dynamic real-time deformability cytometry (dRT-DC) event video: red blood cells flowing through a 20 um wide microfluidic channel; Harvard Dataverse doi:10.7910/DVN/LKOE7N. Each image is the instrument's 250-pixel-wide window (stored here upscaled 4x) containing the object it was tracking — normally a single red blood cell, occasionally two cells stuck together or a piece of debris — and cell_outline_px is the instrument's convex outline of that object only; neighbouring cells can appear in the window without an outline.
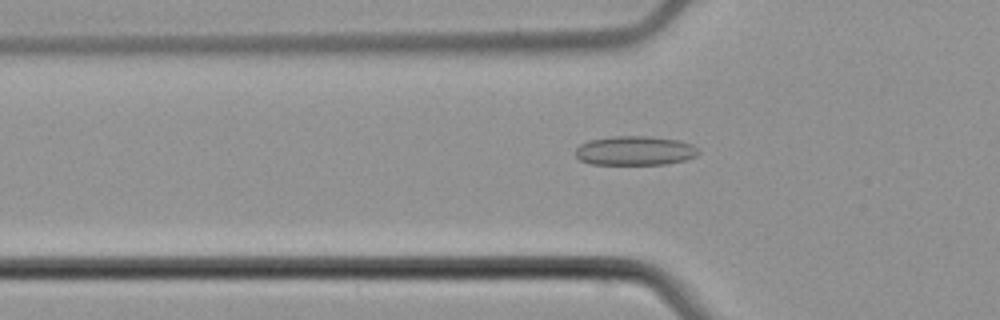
{"species": "common noctule bat (a hibernating species)", "species_latin": "Nyctalus noctula", "temperature_condition": "cold", "stored_images_in_passage": 41, "camera_frame_rate_fps": 3000, "um_per_image_px": 0.085, "animal": {"sex": "male", "body_mass_g": 21.5, "forearm_length_mm": 52.0}, "frame": {"image": 1, "passage_image": 5, "time_ms": 1.333, "image_size_px": [1000, 320], "cell_outline_px": [[700, 152], [696, 156], [684, 160], [668, 164], [592, 164], [580, 160], [576, 156], [576, 148], [580, 144], [588, 140], [616, 136], [652, 136], [680, 140], [692, 144]], "centroid_in_image_um": [53.98, 12.8], "position_along_channel_um": 71.8, "area_um2": 21.04}}
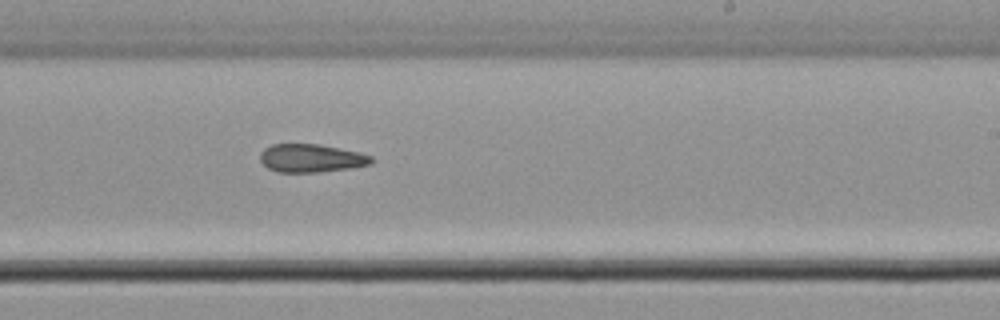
{"frame": {"image": 2, "passage_image": 20, "time_ms": 6.333, "image_size_px": [1000, 320], "cell_outline_px": [[376, 160], [372, 164], [352, 168], [320, 172], [276, 172], [268, 168], [260, 160], [260, 152], [264, 148], [272, 144], [320, 144], [360, 152], [372, 156]], "centroid_in_image_um": [26.49, 13.44], "position_along_channel_um": 262.5, "area_um2": 18.55}}
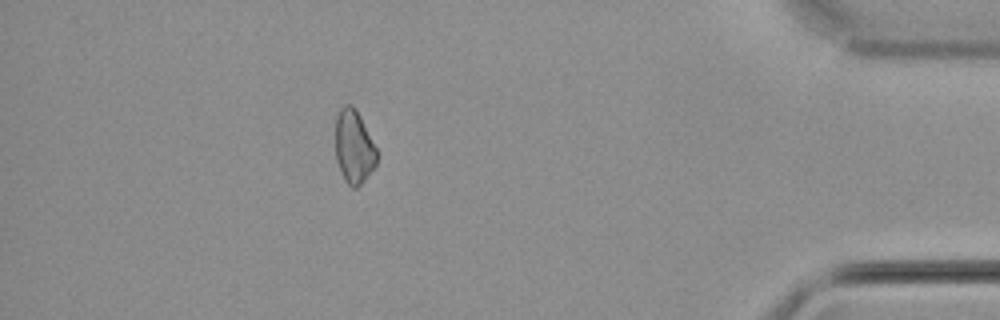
{"frame": {"image": 3, "passage_image": 35, "time_ms": 11.333, "image_size_px": [1000, 320], "cell_outline_px": [[376, 164], [364, 180], [356, 188], [352, 188], [348, 184], [336, 160], [336, 116], [340, 108], [344, 104], [352, 104], [356, 108], [376, 148]], "centroid_in_image_um": [30.07, 12.43], "position_along_channel_um": 405.1, "area_um2": 17.4}, "authors_computed_cell_mechanics": {"area_um2": 19.0162, "velocity_mm_per_s": 3.8189, "shape_relaxation_time_tau1_ms": null, "shape_relaxation_time_tau2_ms": 10.0407, "deformation_change_tau1": null, "deformation_change_tau2": 0.1869}}